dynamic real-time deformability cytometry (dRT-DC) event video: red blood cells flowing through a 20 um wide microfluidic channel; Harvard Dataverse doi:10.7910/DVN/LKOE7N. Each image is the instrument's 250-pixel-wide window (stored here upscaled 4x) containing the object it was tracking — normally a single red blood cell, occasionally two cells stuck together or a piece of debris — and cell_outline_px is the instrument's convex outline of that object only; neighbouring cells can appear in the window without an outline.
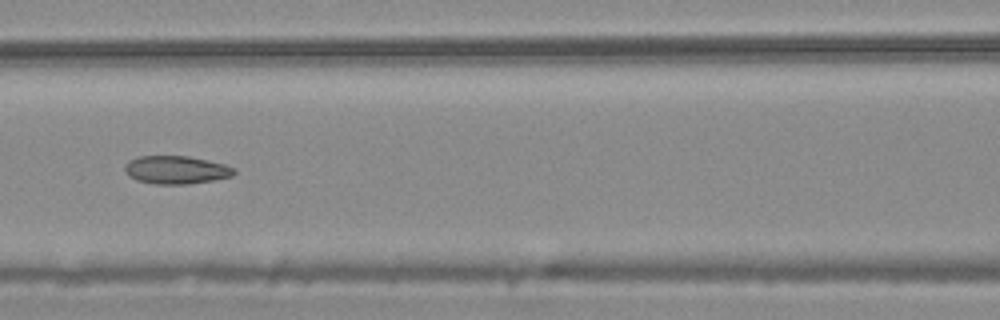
{"species": "common noctule bat (a hibernating species)", "species_latin": "Nyctalus noctula", "temperature_condition": "warm", "stored_images_in_passage": 9, "camera_frame_rate_fps": 3000, "um_per_image_px": 0.085, "animal": {"sex": "male", "body_mass_g": 20.4}, "frame": {"image": 1, "passage_image": 6, "time_ms": 1.667, "image_size_px": [1000, 320], "cell_outline_px": [[236, 172], [232, 176], [212, 180], [188, 184], [156, 184], [136, 180], [128, 176], [124, 172], [124, 164], [128, 160], [140, 156], [188, 156], [208, 160], [224, 164], [236, 168]], "centroid_in_image_um": [14.94, 14.43], "position_along_channel_um": 151.7, "area_um2": 18.03}}
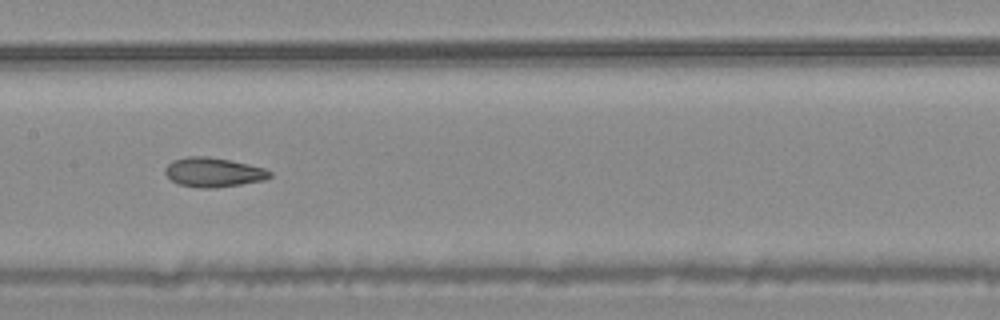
{"frame": {"image": 2, "passage_image": 7, "time_ms": 2.0, "image_size_px": [1000, 320], "cell_outline_px": [[272, 176], [264, 180], [216, 188], [196, 188], [180, 184], [172, 180], [164, 172], [164, 168], [172, 160], [188, 156], [208, 156], [248, 164], [264, 168], [272, 172]], "centroid_in_image_um": [18.13, 14.64], "position_along_channel_um": 189.3, "area_um2": 17.92}}
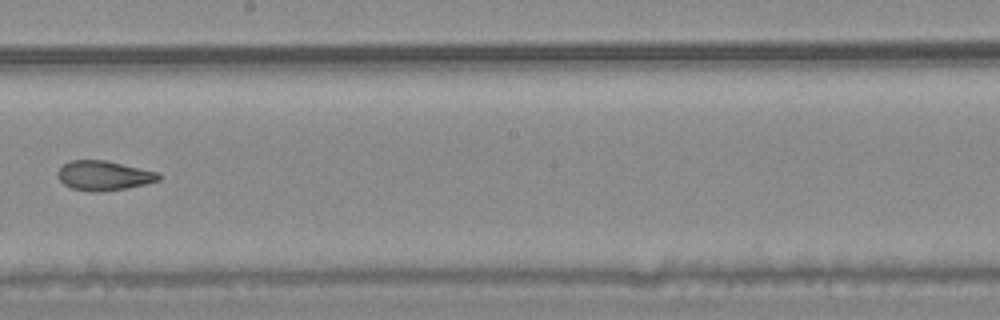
{"frame": {"image": 3, "passage_image": 8, "time_ms": 2.333, "image_size_px": [1000, 320], "cell_outline_px": [[160, 180], [128, 188], [96, 192], [92, 192], [72, 188], [64, 184], [56, 176], [56, 172], [64, 164], [72, 160], [104, 160], [160, 172]], "centroid_in_image_um": [8.82, 14.92], "position_along_channel_um": 239.4, "area_um2": 17.4}}